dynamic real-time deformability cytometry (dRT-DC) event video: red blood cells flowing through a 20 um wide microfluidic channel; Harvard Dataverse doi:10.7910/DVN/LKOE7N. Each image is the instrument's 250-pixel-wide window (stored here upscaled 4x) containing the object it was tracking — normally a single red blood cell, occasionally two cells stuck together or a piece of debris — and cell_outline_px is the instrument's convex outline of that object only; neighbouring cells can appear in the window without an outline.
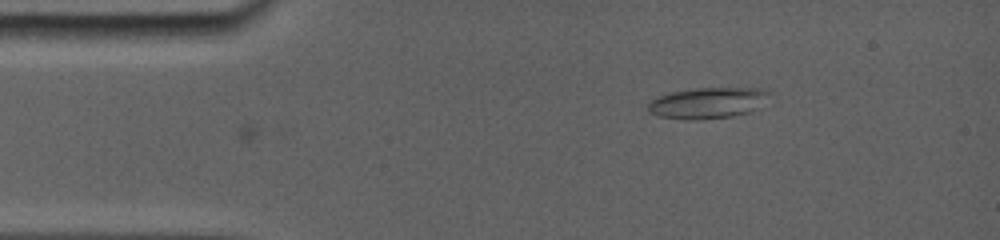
{"species": "common noctule bat (a hibernating species)", "species_latin": "Nyctalus noctula", "temperature_condition": "room temperature", "stored_images_in_passage": 24, "camera_frame_rate_fps": 5000, "um_per_image_px": 0.085, "animal": {"sex": "female", "body_mass_g": 19.0, "forearm_length_mm": 56.7}, "frame": {"image": 1, "passage_image": 1, "time_ms": 0.0, "image_size_px": [1000, 240], "cell_outline_px": [[776, 92], [744, 112], [728, 116], [660, 116], [652, 112], [648, 108], [648, 104], [656, 96], [668, 92], [696, 88], [764, 88]], "centroid_in_image_um": [60.17, 8.64], "position_along_channel_um": 24.8, "area_um2": 20.35}}
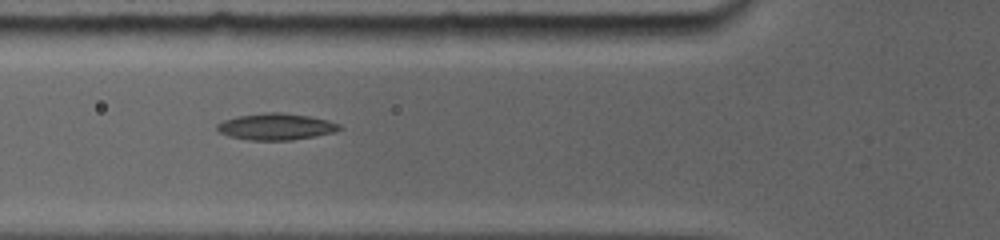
{"frame": {"image": 2, "passage_image": 11, "time_ms": 3.4, "image_size_px": [1000, 240], "cell_outline_px": [[340, 128], [332, 132], [292, 140], [252, 140], [232, 136], [220, 132], [216, 128], [216, 124], [224, 120], [240, 116], [268, 112], [280, 112], [308, 116], [328, 120], [340, 124]], "centroid_in_image_um": [23.45, 10.76], "position_along_channel_um": 102.4, "area_um2": 18.44}}
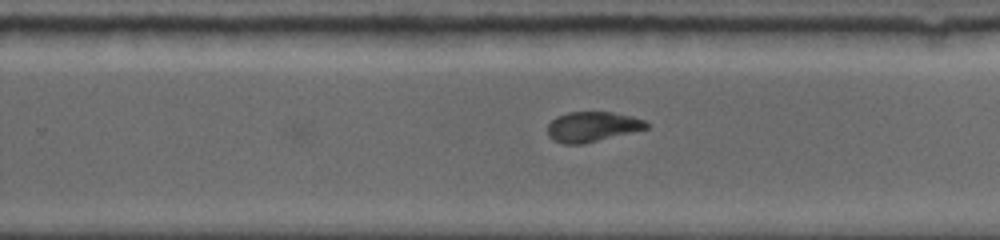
{"frame": {"image": 3, "passage_image": 24, "time_ms": 8.0, "image_size_px": [1000, 240], "cell_outline_px": [[648, 128], [584, 144], [564, 144], [552, 140], [548, 136], [548, 124], [556, 116], [568, 112], [612, 112], [632, 116], [644, 120], [648, 124]], "centroid_in_image_um": [50.31, 10.77], "position_along_channel_um": 279.5, "area_um2": 17.34}}